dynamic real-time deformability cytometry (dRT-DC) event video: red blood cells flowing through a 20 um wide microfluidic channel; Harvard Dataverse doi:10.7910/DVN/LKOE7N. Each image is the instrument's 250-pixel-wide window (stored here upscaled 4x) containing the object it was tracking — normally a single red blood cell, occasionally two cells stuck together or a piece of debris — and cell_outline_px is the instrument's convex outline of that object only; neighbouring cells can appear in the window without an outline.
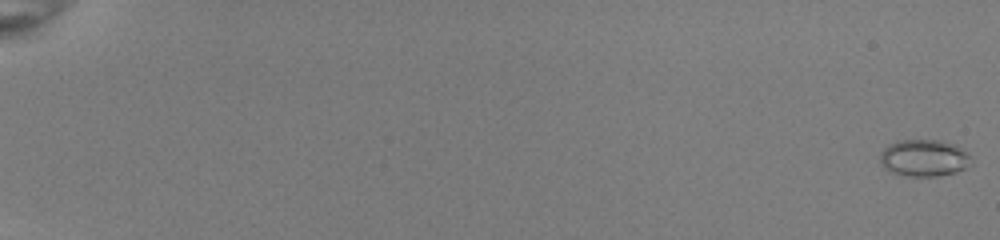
{"species": "common noctule bat (a hibernating species)", "species_latin": "Nyctalus noctula", "temperature_condition": "room temperature", "stored_images_in_passage": 21, "camera_frame_rate_fps": 3000, "um_per_image_px": 0.085, "animal": {"sex": "female", "body_mass_g": 22.0, "forearm_length_mm": 56.7}, "frame": {"image": 1, "passage_image": 1, "time_ms": 0.0, "image_size_px": [1000, 240], "cell_outline_px": [[972, 164], [956, 172], [936, 176], [908, 176], [892, 172], [884, 168], [880, 164], [880, 152], [888, 144], [900, 140], [940, 140], [956, 144], [968, 152], [972, 156]], "centroid_in_image_um": [78.56, 13.42], "position_along_channel_um": 6.4, "area_um2": 19.88}}